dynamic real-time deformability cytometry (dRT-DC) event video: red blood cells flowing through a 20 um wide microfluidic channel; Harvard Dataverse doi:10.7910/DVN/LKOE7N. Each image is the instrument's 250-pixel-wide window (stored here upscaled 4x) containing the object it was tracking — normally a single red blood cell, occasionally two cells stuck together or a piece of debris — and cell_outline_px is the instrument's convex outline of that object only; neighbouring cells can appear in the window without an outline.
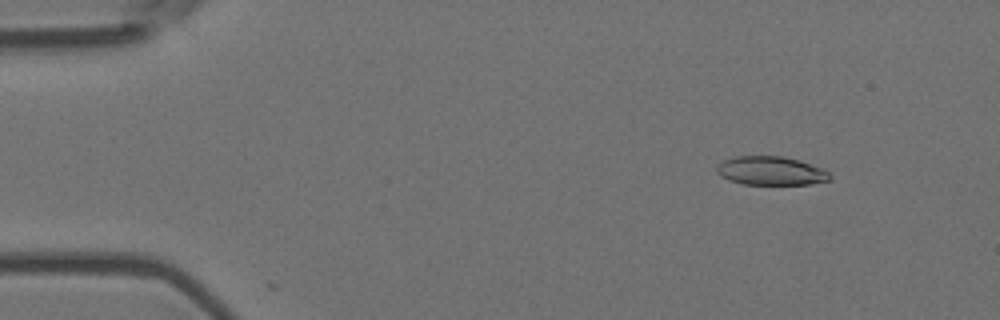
{"species": "Egyptian fruit bat (a non-hibernating species)", "species_latin": "Rousettus aegyptiacus", "temperature_condition": "room temperature", "stored_images_in_passage": 5, "camera_frame_rate_fps": 3000, "um_per_image_px": 0.085, "animal": {"sex": "female"}, "frame": {"image": 1, "passage_image": 2, "time_ms": 0.333, "image_size_px": [1000, 320], "cell_outline_px": [[832, 176], [828, 180], [812, 184], [740, 184], [728, 180], [720, 176], [716, 172], [716, 168], [724, 160], [736, 156], [780, 156], [800, 160], [824, 168]], "centroid_in_image_um": [65.53, 14.52], "position_along_channel_um": 19.5, "area_um2": 19.02}}
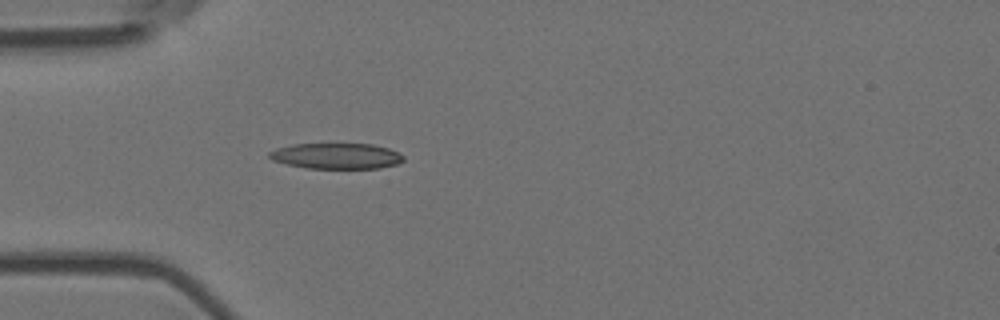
{"frame": {"image": 2, "passage_image": 5, "time_ms": 1.333, "image_size_px": [1000, 320], "cell_outline_px": [[404, 160], [396, 164], [380, 168], [308, 168], [288, 164], [272, 160], [268, 156], [268, 152], [276, 148], [292, 144], [372, 144], [388, 148], [400, 152], [404, 156]], "centroid_in_image_um": [28.6, 13.25], "position_along_channel_um": 56.4, "area_um2": 20.11}}